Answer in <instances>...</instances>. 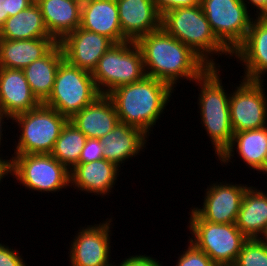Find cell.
I'll return each mask as SVG.
<instances>
[{
    "mask_svg": "<svg viewBox=\"0 0 267 266\" xmlns=\"http://www.w3.org/2000/svg\"><path fill=\"white\" fill-rule=\"evenodd\" d=\"M136 43L143 55L146 76L161 80L173 89L180 79L194 82L209 67L187 45L162 28L141 36Z\"/></svg>",
    "mask_w": 267,
    "mask_h": 266,
    "instance_id": "1",
    "label": "cell"
},
{
    "mask_svg": "<svg viewBox=\"0 0 267 266\" xmlns=\"http://www.w3.org/2000/svg\"><path fill=\"white\" fill-rule=\"evenodd\" d=\"M174 90L161 80L145 76L138 82L115 88L107 96L115 106L120 123L139 128L150 136Z\"/></svg>",
    "mask_w": 267,
    "mask_h": 266,
    "instance_id": "2",
    "label": "cell"
},
{
    "mask_svg": "<svg viewBox=\"0 0 267 266\" xmlns=\"http://www.w3.org/2000/svg\"><path fill=\"white\" fill-rule=\"evenodd\" d=\"M220 67H208L195 81L200 87L198 108L202 126L211 139L219 158L231 145L233 130L230 122L228 93L220 78ZM228 93V94H227Z\"/></svg>",
    "mask_w": 267,
    "mask_h": 266,
    "instance_id": "3",
    "label": "cell"
},
{
    "mask_svg": "<svg viewBox=\"0 0 267 266\" xmlns=\"http://www.w3.org/2000/svg\"><path fill=\"white\" fill-rule=\"evenodd\" d=\"M161 28L187 45L209 67H220L216 56L232 53L218 40L204 14L201 5L170 10L161 16ZM210 56V57H209ZM215 60V61H214ZM217 63V64H216Z\"/></svg>",
    "mask_w": 267,
    "mask_h": 266,
    "instance_id": "4",
    "label": "cell"
},
{
    "mask_svg": "<svg viewBox=\"0 0 267 266\" xmlns=\"http://www.w3.org/2000/svg\"><path fill=\"white\" fill-rule=\"evenodd\" d=\"M91 74L101 95L142 80L146 73L140 47L136 41L130 40L113 44L98 60Z\"/></svg>",
    "mask_w": 267,
    "mask_h": 266,
    "instance_id": "5",
    "label": "cell"
},
{
    "mask_svg": "<svg viewBox=\"0 0 267 266\" xmlns=\"http://www.w3.org/2000/svg\"><path fill=\"white\" fill-rule=\"evenodd\" d=\"M68 119L41 103L37 108L18 114L12 122L20 128L14 155L51 154L56 140Z\"/></svg>",
    "mask_w": 267,
    "mask_h": 266,
    "instance_id": "6",
    "label": "cell"
},
{
    "mask_svg": "<svg viewBox=\"0 0 267 266\" xmlns=\"http://www.w3.org/2000/svg\"><path fill=\"white\" fill-rule=\"evenodd\" d=\"M100 95L92 74L64 59L58 67L52 93L43 104L69 120Z\"/></svg>",
    "mask_w": 267,
    "mask_h": 266,
    "instance_id": "7",
    "label": "cell"
},
{
    "mask_svg": "<svg viewBox=\"0 0 267 266\" xmlns=\"http://www.w3.org/2000/svg\"><path fill=\"white\" fill-rule=\"evenodd\" d=\"M189 228L191 241L217 266H232L248 238L235 223H211L202 220L191 207Z\"/></svg>",
    "mask_w": 267,
    "mask_h": 266,
    "instance_id": "8",
    "label": "cell"
},
{
    "mask_svg": "<svg viewBox=\"0 0 267 266\" xmlns=\"http://www.w3.org/2000/svg\"><path fill=\"white\" fill-rule=\"evenodd\" d=\"M8 174L25 188L53 193L71 187L70 171L51 154H18L8 159Z\"/></svg>",
    "mask_w": 267,
    "mask_h": 266,
    "instance_id": "9",
    "label": "cell"
},
{
    "mask_svg": "<svg viewBox=\"0 0 267 266\" xmlns=\"http://www.w3.org/2000/svg\"><path fill=\"white\" fill-rule=\"evenodd\" d=\"M201 6L213 33L233 53L245 40L254 19L249 7L242 0H201Z\"/></svg>",
    "mask_w": 267,
    "mask_h": 266,
    "instance_id": "10",
    "label": "cell"
},
{
    "mask_svg": "<svg viewBox=\"0 0 267 266\" xmlns=\"http://www.w3.org/2000/svg\"><path fill=\"white\" fill-rule=\"evenodd\" d=\"M230 94V122L234 133L267 126V95L263 82L241 79Z\"/></svg>",
    "mask_w": 267,
    "mask_h": 266,
    "instance_id": "11",
    "label": "cell"
},
{
    "mask_svg": "<svg viewBox=\"0 0 267 266\" xmlns=\"http://www.w3.org/2000/svg\"><path fill=\"white\" fill-rule=\"evenodd\" d=\"M108 220V221H107ZM112 218L102 223L80 228L71 241L69 249L70 266H112L111 225ZM111 223V224H110ZM110 233V234H109Z\"/></svg>",
    "mask_w": 267,
    "mask_h": 266,
    "instance_id": "12",
    "label": "cell"
},
{
    "mask_svg": "<svg viewBox=\"0 0 267 266\" xmlns=\"http://www.w3.org/2000/svg\"><path fill=\"white\" fill-rule=\"evenodd\" d=\"M224 182L211 183L205 190L203 206L192 209L202 220L222 224L236 222L248 186Z\"/></svg>",
    "mask_w": 267,
    "mask_h": 266,
    "instance_id": "13",
    "label": "cell"
},
{
    "mask_svg": "<svg viewBox=\"0 0 267 266\" xmlns=\"http://www.w3.org/2000/svg\"><path fill=\"white\" fill-rule=\"evenodd\" d=\"M59 44L69 64L92 73L98 60L115 43L107 36L78 27Z\"/></svg>",
    "mask_w": 267,
    "mask_h": 266,
    "instance_id": "14",
    "label": "cell"
},
{
    "mask_svg": "<svg viewBox=\"0 0 267 266\" xmlns=\"http://www.w3.org/2000/svg\"><path fill=\"white\" fill-rule=\"evenodd\" d=\"M232 56L243 63L245 73L241 78L264 82L267 73V20L264 17L256 16L252 20L245 40Z\"/></svg>",
    "mask_w": 267,
    "mask_h": 266,
    "instance_id": "15",
    "label": "cell"
},
{
    "mask_svg": "<svg viewBox=\"0 0 267 266\" xmlns=\"http://www.w3.org/2000/svg\"><path fill=\"white\" fill-rule=\"evenodd\" d=\"M122 34L130 41L161 28L153 0H116Z\"/></svg>",
    "mask_w": 267,
    "mask_h": 266,
    "instance_id": "16",
    "label": "cell"
},
{
    "mask_svg": "<svg viewBox=\"0 0 267 266\" xmlns=\"http://www.w3.org/2000/svg\"><path fill=\"white\" fill-rule=\"evenodd\" d=\"M120 169L113 162L101 159L89 163H78L70 171V185L74 190L105 197L114 188Z\"/></svg>",
    "mask_w": 267,
    "mask_h": 266,
    "instance_id": "17",
    "label": "cell"
},
{
    "mask_svg": "<svg viewBox=\"0 0 267 266\" xmlns=\"http://www.w3.org/2000/svg\"><path fill=\"white\" fill-rule=\"evenodd\" d=\"M80 28L107 36L114 43L128 41L122 34L116 0H87L82 3Z\"/></svg>",
    "mask_w": 267,
    "mask_h": 266,
    "instance_id": "18",
    "label": "cell"
},
{
    "mask_svg": "<svg viewBox=\"0 0 267 266\" xmlns=\"http://www.w3.org/2000/svg\"><path fill=\"white\" fill-rule=\"evenodd\" d=\"M40 104L33 95L22 69L0 67V106L12 118L33 110Z\"/></svg>",
    "mask_w": 267,
    "mask_h": 266,
    "instance_id": "19",
    "label": "cell"
},
{
    "mask_svg": "<svg viewBox=\"0 0 267 266\" xmlns=\"http://www.w3.org/2000/svg\"><path fill=\"white\" fill-rule=\"evenodd\" d=\"M148 135L141 129L118 123L116 127L100 140L103 146V158L113 162L119 168L131 157L140 155L146 148Z\"/></svg>",
    "mask_w": 267,
    "mask_h": 266,
    "instance_id": "20",
    "label": "cell"
},
{
    "mask_svg": "<svg viewBox=\"0 0 267 266\" xmlns=\"http://www.w3.org/2000/svg\"><path fill=\"white\" fill-rule=\"evenodd\" d=\"M87 138L101 139L119 123L115 106L107 95H100L69 119Z\"/></svg>",
    "mask_w": 267,
    "mask_h": 266,
    "instance_id": "21",
    "label": "cell"
},
{
    "mask_svg": "<svg viewBox=\"0 0 267 266\" xmlns=\"http://www.w3.org/2000/svg\"><path fill=\"white\" fill-rule=\"evenodd\" d=\"M51 37L60 42L80 27L82 3L77 0H35Z\"/></svg>",
    "mask_w": 267,
    "mask_h": 266,
    "instance_id": "22",
    "label": "cell"
},
{
    "mask_svg": "<svg viewBox=\"0 0 267 266\" xmlns=\"http://www.w3.org/2000/svg\"><path fill=\"white\" fill-rule=\"evenodd\" d=\"M57 43L53 37L27 40L0 39V67L24 69L44 57Z\"/></svg>",
    "mask_w": 267,
    "mask_h": 266,
    "instance_id": "23",
    "label": "cell"
},
{
    "mask_svg": "<svg viewBox=\"0 0 267 266\" xmlns=\"http://www.w3.org/2000/svg\"><path fill=\"white\" fill-rule=\"evenodd\" d=\"M235 149L249 168L259 171L267 156V126L234 133L231 145L218 158L221 165L233 163L230 159H233Z\"/></svg>",
    "mask_w": 267,
    "mask_h": 266,
    "instance_id": "24",
    "label": "cell"
},
{
    "mask_svg": "<svg viewBox=\"0 0 267 266\" xmlns=\"http://www.w3.org/2000/svg\"><path fill=\"white\" fill-rule=\"evenodd\" d=\"M248 239H262L267 232V193L248 186L235 222Z\"/></svg>",
    "mask_w": 267,
    "mask_h": 266,
    "instance_id": "25",
    "label": "cell"
},
{
    "mask_svg": "<svg viewBox=\"0 0 267 266\" xmlns=\"http://www.w3.org/2000/svg\"><path fill=\"white\" fill-rule=\"evenodd\" d=\"M63 60V50L58 42L44 57L22 69L33 95L40 103L51 95L58 67Z\"/></svg>",
    "mask_w": 267,
    "mask_h": 266,
    "instance_id": "26",
    "label": "cell"
},
{
    "mask_svg": "<svg viewBox=\"0 0 267 266\" xmlns=\"http://www.w3.org/2000/svg\"><path fill=\"white\" fill-rule=\"evenodd\" d=\"M51 37L36 2L17 15L8 17L0 30V39L27 40Z\"/></svg>",
    "mask_w": 267,
    "mask_h": 266,
    "instance_id": "27",
    "label": "cell"
},
{
    "mask_svg": "<svg viewBox=\"0 0 267 266\" xmlns=\"http://www.w3.org/2000/svg\"><path fill=\"white\" fill-rule=\"evenodd\" d=\"M87 137L69 120L63 126L51 155L71 171L79 162Z\"/></svg>",
    "mask_w": 267,
    "mask_h": 266,
    "instance_id": "28",
    "label": "cell"
},
{
    "mask_svg": "<svg viewBox=\"0 0 267 266\" xmlns=\"http://www.w3.org/2000/svg\"><path fill=\"white\" fill-rule=\"evenodd\" d=\"M232 266H267V244L262 239H248Z\"/></svg>",
    "mask_w": 267,
    "mask_h": 266,
    "instance_id": "29",
    "label": "cell"
},
{
    "mask_svg": "<svg viewBox=\"0 0 267 266\" xmlns=\"http://www.w3.org/2000/svg\"><path fill=\"white\" fill-rule=\"evenodd\" d=\"M188 243V248L177 257L175 266H217L204 251H201L191 241Z\"/></svg>",
    "mask_w": 267,
    "mask_h": 266,
    "instance_id": "30",
    "label": "cell"
},
{
    "mask_svg": "<svg viewBox=\"0 0 267 266\" xmlns=\"http://www.w3.org/2000/svg\"><path fill=\"white\" fill-rule=\"evenodd\" d=\"M34 2L35 0H0V30L8 17L17 15Z\"/></svg>",
    "mask_w": 267,
    "mask_h": 266,
    "instance_id": "31",
    "label": "cell"
},
{
    "mask_svg": "<svg viewBox=\"0 0 267 266\" xmlns=\"http://www.w3.org/2000/svg\"><path fill=\"white\" fill-rule=\"evenodd\" d=\"M103 159V146L100 139L87 138L78 163H89Z\"/></svg>",
    "mask_w": 267,
    "mask_h": 266,
    "instance_id": "32",
    "label": "cell"
},
{
    "mask_svg": "<svg viewBox=\"0 0 267 266\" xmlns=\"http://www.w3.org/2000/svg\"><path fill=\"white\" fill-rule=\"evenodd\" d=\"M153 2L161 16L173 9L201 5V0H153Z\"/></svg>",
    "mask_w": 267,
    "mask_h": 266,
    "instance_id": "33",
    "label": "cell"
},
{
    "mask_svg": "<svg viewBox=\"0 0 267 266\" xmlns=\"http://www.w3.org/2000/svg\"><path fill=\"white\" fill-rule=\"evenodd\" d=\"M19 251L0 243V266H27Z\"/></svg>",
    "mask_w": 267,
    "mask_h": 266,
    "instance_id": "34",
    "label": "cell"
},
{
    "mask_svg": "<svg viewBox=\"0 0 267 266\" xmlns=\"http://www.w3.org/2000/svg\"><path fill=\"white\" fill-rule=\"evenodd\" d=\"M114 266H163L159 263V260L152 258L147 255H133L128 256V258H125L119 265H115V262H113Z\"/></svg>",
    "mask_w": 267,
    "mask_h": 266,
    "instance_id": "35",
    "label": "cell"
},
{
    "mask_svg": "<svg viewBox=\"0 0 267 266\" xmlns=\"http://www.w3.org/2000/svg\"><path fill=\"white\" fill-rule=\"evenodd\" d=\"M242 2L246 6H252L253 8L256 7L257 14H255V16L257 17H263V15L267 12V0H242Z\"/></svg>",
    "mask_w": 267,
    "mask_h": 266,
    "instance_id": "36",
    "label": "cell"
},
{
    "mask_svg": "<svg viewBox=\"0 0 267 266\" xmlns=\"http://www.w3.org/2000/svg\"><path fill=\"white\" fill-rule=\"evenodd\" d=\"M6 120H12L13 118L6 112V110H4L1 106H0V146L2 144V140H3V124L6 122H4Z\"/></svg>",
    "mask_w": 267,
    "mask_h": 266,
    "instance_id": "37",
    "label": "cell"
},
{
    "mask_svg": "<svg viewBox=\"0 0 267 266\" xmlns=\"http://www.w3.org/2000/svg\"><path fill=\"white\" fill-rule=\"evenodd\" d=\"M8 175V159H4L0 155V183L2 179Z\"/></svg>",
    "mask_w": 267,
    "mask_h": 266,
    "instance_id": "38",
    "label": "cell"
},
{
    "mask_svg": "<svg viewBox=\"0 0 267 266\" xmlns=\"http://www.w3.org/2000/svg\"><path fill=\"white\" fill-rule=\"evenodd\" d=\"M259 172H262L264 174H267V156H266V159H265V162L263 164V166L261 167V169L258 171Z\"/></svg>",
    "mask_w": 267,
    "mask_h": 266,
    "instance_id": "39",
    "label": "cell"
},
{
    "mask_svg": "<svg viewBox=\"0 0 267 266\" xmlns=\"http://www.w3.org/2000/svg\"><path fill=\"white\" fill-rule=\"evenodd\" d=\"M262 240L267 244V232H266V234L264 235V237L262 238Z\"/></svg>",
    "mask_w": 267,
    "mask_h": 266,
    "instance_id": "40",
    "label": "cell"
},
{
    "mask_svg": "<svg viewBox=\"0 0 267 266\" xmlns=\"http://www.w3.org/2000/svg\"><path fill=\"white\" fill-rule=\"evenodd\" d=\"M263 17L267 20V12L263 15Z\"/></svg>",
    "mask_w": 267,
    "mask_h": 266,
    "instance_id": "41",
    "label": "cell"
},
{
    "mask_svg": "<svg viewBox=\"0 0 267 266\" xmlns=\"http://www.w3.org/2000/svg\"><path fill=\"white\" fill-rule=\"evenodd\" d=\"M77 1H79V2H81V3H84V2L87 1V0H77Z\"/></svg>",
    "mask_w": 267,
    "mask_h": 266,
    "instance_id": "42",
    "label": "cell"
}]
</instances>
